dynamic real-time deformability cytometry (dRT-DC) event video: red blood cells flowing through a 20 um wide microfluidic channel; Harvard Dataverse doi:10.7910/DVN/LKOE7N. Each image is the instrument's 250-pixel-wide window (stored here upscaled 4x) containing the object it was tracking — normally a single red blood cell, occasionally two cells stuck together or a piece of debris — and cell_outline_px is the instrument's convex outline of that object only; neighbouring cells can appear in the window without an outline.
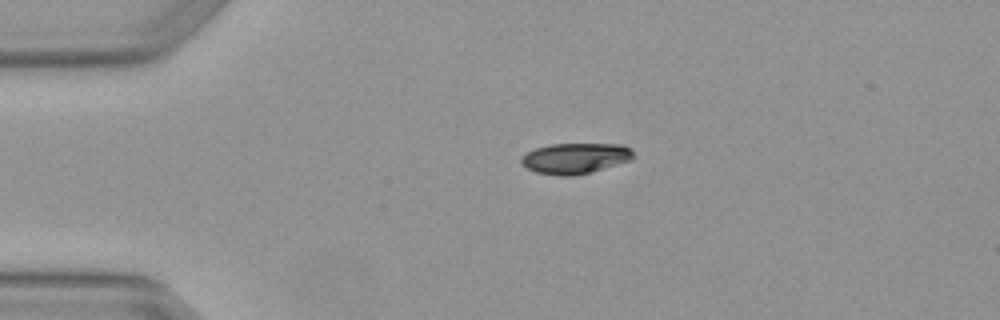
{"species": "Egyptian fruit bat (a non-hibernating species)", "species_latin": "Rousettus aegyptiacus", "temperature_condition": "warm", "stored_images_in_passage": 2, "camera_frame_rate_fps": 3000, "um_per_image_px": 0.085, "animal": {"sex": "female"}, "frame": {"image": 1, "passage_image": 1, "time_ms": 0.0, "image_size_px": [1000, 320], "cell_outline_px": [[636, 156], [632, 160], [588, 172], [572, 176], [560, 176], [536, 172], [520, 164], [520, 156], [536, 148], [548, 144], [624, 144], [632, 148]], "centroid_in_image_um": [48.91, 13.44], "position_along_channel_um": 36.1, "area_um2": 20.17}}